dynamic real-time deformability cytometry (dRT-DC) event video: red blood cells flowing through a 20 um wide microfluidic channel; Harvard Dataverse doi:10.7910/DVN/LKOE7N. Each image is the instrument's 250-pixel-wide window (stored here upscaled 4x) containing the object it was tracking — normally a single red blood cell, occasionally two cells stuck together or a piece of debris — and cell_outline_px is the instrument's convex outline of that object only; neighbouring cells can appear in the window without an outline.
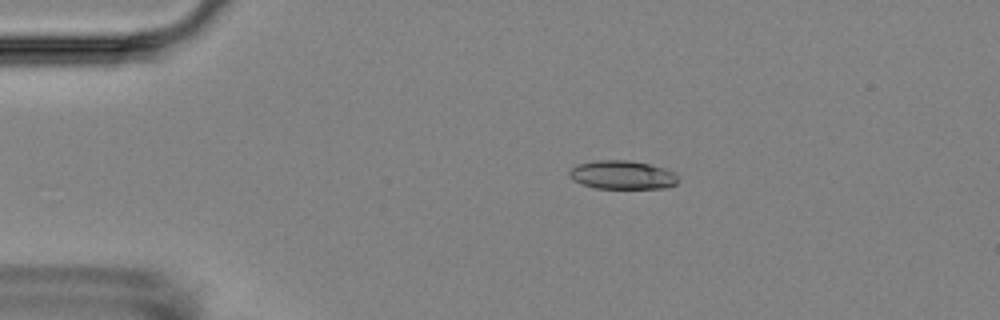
{"species": "Egyptian fruit bat (a non-hibernating species)", "species_latin": "Rousettus aegyptiacus", "temperature_condition": "room temperature", "stored_images_in_passage": 10, "camera_frame_rate_fps": 3000, "um_per_image_px": 0.085, "animal": {"sex": "female"}, "frame": {"image": 1, "passage_image": 4, "time_ms": 3.333, "image_size_px": [1000, 320], "cell_outline_px": [[680, 180], [676, 184], [664, 188], [596, 188], [572, 180], [568, 176], [568, 172], [576, 164], [596, 160], [628, 160], [648, 164], [664, 168], [676, 172]], "centroid_in_image_um": [52.91, 14.86], "position_along_channel_um": 32.1, "area_um2": 18.26}}
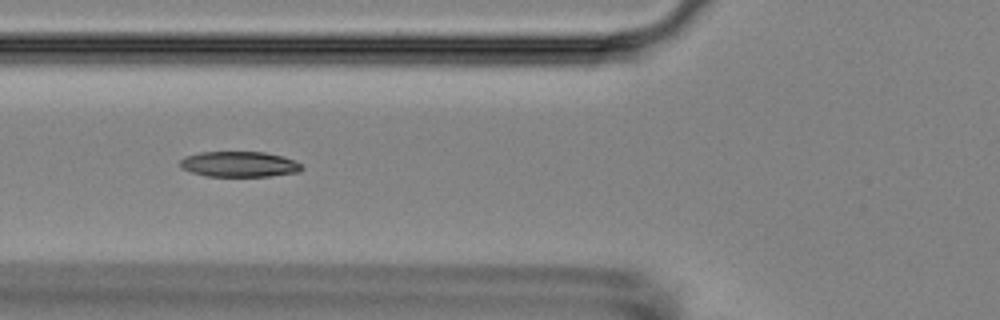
{"frame": {"image": 2, "passage_image": 7, "time_ms": 6.667, "image_size_px": [1000, 320], "cell_outline_px": [[304, 168], [300, 172], [272, 176], [204, 176], [180, 168], [180, 160], [184, 156], [200, 152], [264, 152], [284, 156], [300, 164]], "centroid_in_image_um": [20.33, 13.96], "position_along_channel_um": 105.5, "area_um2": 18.21}}
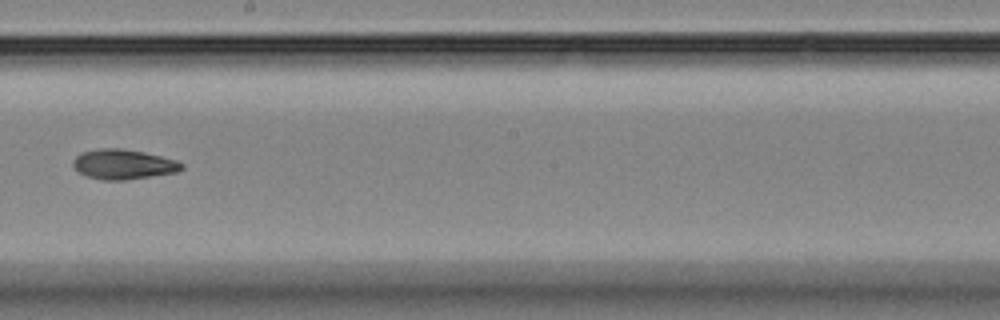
{"frame": {"image": 3, "passage_image": 10, "time_ms": 10.333, "image_size_px": [1000, 320], "cell_outline_px": [[184, 168], [176, 172], [124, 180], [104, 180], [84, 176], [76, 172], [72, 164], [72, 160], [80, 152], [100, 148], [120, 148], [144, 152], [176, 160], [184, 164]], "centroid_in_image_um": [10.42, 13.96], "position_along_channel_um": 237.8, "area_um2": 19.07}}